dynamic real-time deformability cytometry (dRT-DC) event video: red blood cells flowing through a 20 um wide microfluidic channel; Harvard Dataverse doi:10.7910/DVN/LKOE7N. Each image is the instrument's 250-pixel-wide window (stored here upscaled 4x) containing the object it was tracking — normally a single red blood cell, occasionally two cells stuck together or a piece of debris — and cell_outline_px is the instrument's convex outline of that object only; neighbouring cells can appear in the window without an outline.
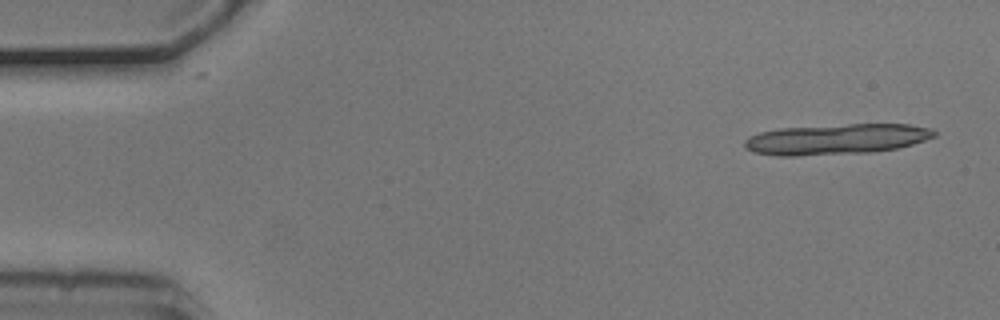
{"species": "common noctule bat (a hibernating species)", "species_latin": "Nyctalus noctula", "temperature_condition": "cold", "stored_images_in_passage": 6, "camera_frame_rate_fps": 3000, "um_per_image_px": 0.085, "animal": {"sex": "male", "body_mass_g": 20.5, "forearm_length_mm": 52.5}, "frame": {"image": 1, "passage_image": 1, "time_ms": 0.0, "image_size_px": [1000, 320], "cell_outline_px": [[936, 136], [912, 144], [896, 148], [872, 152], [796, 156], [776, 156], [752, 152], [744, 148], [744, 140], [748, 136], [760, 132], [780, 128], [848, 124], [908, 124], [932, 128], [936, 132]], "centroid_in_image_um": [71.05, 11.83], "position_along_channel_um": 13.9, "area_um2": 33.99}}
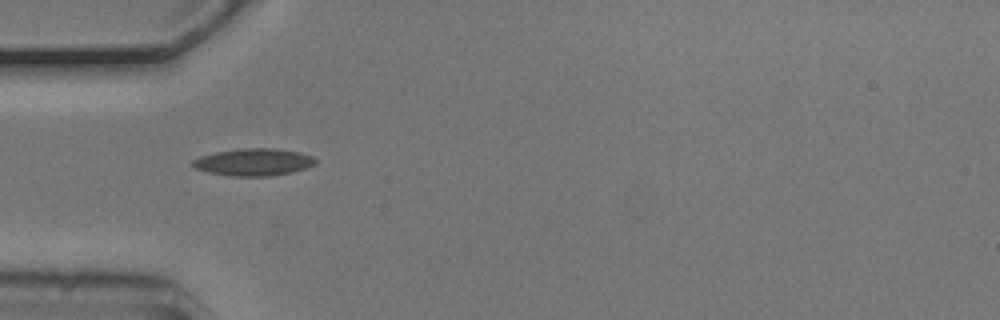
{"frame": {"image": 2, "passage_image": 5, "time_ms": 1.333, "image_size_px": [1000, 320], "cell_outline_px": [[316, 164], [292, 172], [272, 176], [228, 176], [208, 172], [196, 168], [192, 164], [192, 160], [200, 156], [216, 152], [240, 148], [276, 148], [300, 152], [312, 156], [316, 160]], "centroid_in_image_um": [21.56, 13.77], "position_along_channel_um": 63.4, "area_um2": 19.54}}